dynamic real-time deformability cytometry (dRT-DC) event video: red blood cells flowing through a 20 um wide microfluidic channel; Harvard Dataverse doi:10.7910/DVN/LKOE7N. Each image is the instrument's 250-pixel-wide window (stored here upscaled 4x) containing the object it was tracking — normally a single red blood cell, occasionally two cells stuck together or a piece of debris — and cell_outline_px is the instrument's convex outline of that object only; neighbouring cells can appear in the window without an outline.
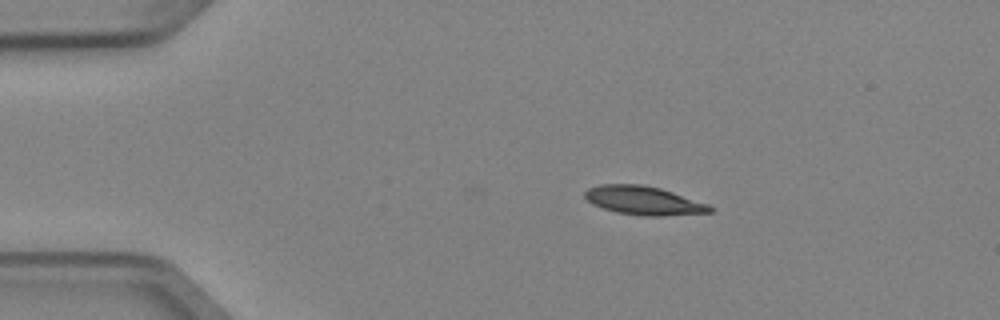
{"species": "Egyptian fruit bat (a non-hibernating species)", "species_latin": "Rousettus aegyptiacus", "temperature_condition": "cold", "stored_images_in_passage": 8, "camera_frame_rate_fps": 3000, "um_per_image_px": 0.085, "animal": {"sex": "female"}, "frame": {"image": 1, "passage_image": 3, "time_ms": 0.667, "image_size_px": [1000, 320], "cell_outline_px": [[712, 212], [660, 216], [644, 216], [616, 212], [592, 204], [584, 196], [584, 192], [588, 188], [600, 184], [644, 184], [660, 188], [708, 204], [712, 208]], "centroid_in_image_um": [54.68, 17.04], "position_along_channel_um": 30.3, "area_um2": 20.75}}
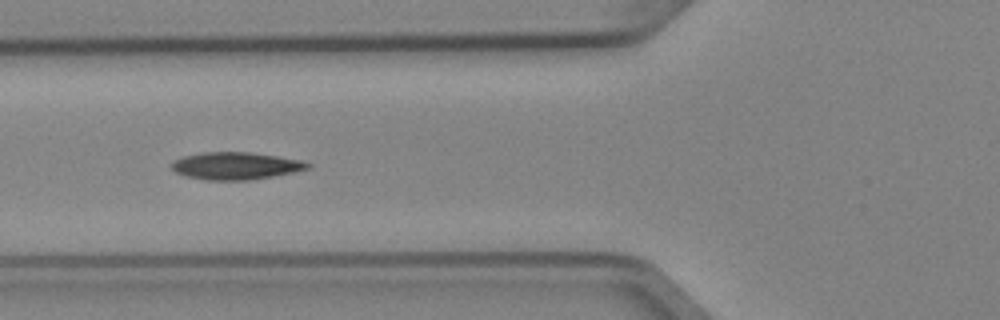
{"frame": {"image": 2, "passage_image": 6, "time_ms": 1.667, "image_size_px": [1000, 320], "cell_outline_px": [[312, 164], [308, 168], [292, 172], [272, 176], [248, 180], [204, 180], [188, 176], [176, 172], [172, 168], [172, 160], [184, 156], [204, 152], [248, 152], [276, 156], [300, 160]], "centroid_in_image_um": [20.0, 14.09], "position_along_channel_um": 105.8, "area_um2": 21.39}}
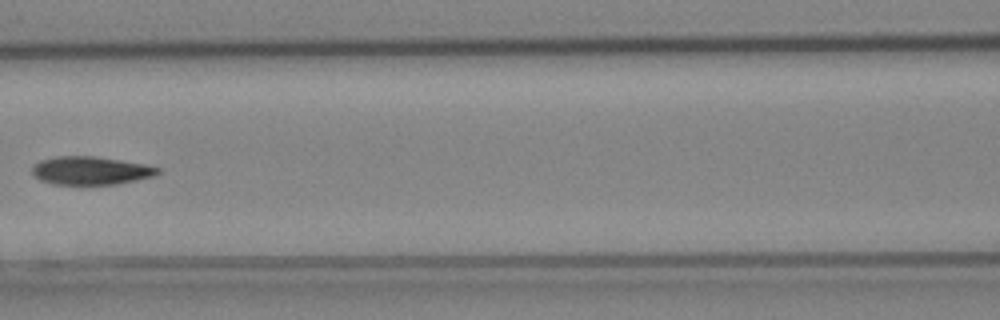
{"frame": {"image": 3, "passage_image": 7, "time_ms": 2.0, "image_size_px": [1000, 320], "cell_outline_px": [[160, 172], [156, 176], [116, 184], [52, 184], [40, 180], [32, 172], [32, 168], [40, 160], [56, 156], [92, 156], [120, 160], [144, 164], [160, 168]], "centroid_in_image_um": [7.72, 14.5], "position_along_channel_um": 158.9, "area_um2": 20.52}}